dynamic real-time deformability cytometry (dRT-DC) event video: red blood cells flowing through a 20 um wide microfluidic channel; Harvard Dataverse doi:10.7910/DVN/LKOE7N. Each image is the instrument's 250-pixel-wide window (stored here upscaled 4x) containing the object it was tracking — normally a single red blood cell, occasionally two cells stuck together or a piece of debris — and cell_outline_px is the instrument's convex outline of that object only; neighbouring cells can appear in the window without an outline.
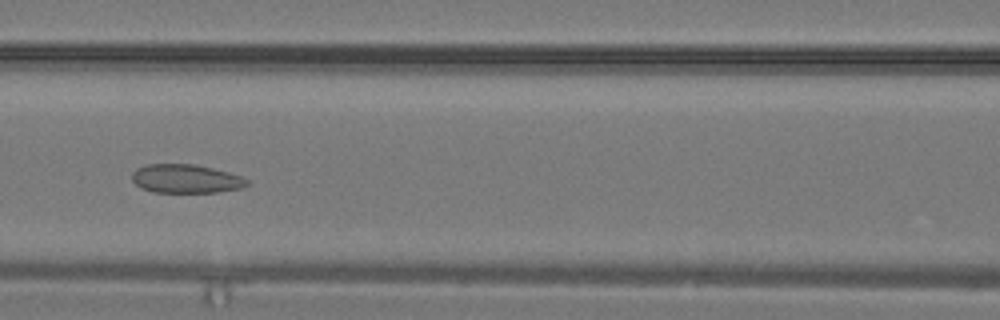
{"species": "common noctule bat (a hibernating species)", "species_latin": "Nyctalus noctula", "temperature_condition": "warm", "stored_images_in_passage": 23, "camera_frame_rate_fps": 3000, "um_per_image_px": 0.085, "animal": {"sex": "male", "body_mass_g": 19.2, "forearm_length_mm": 51.8}, "frame": {"image": 1, "passage_image": 6, "time_ms": 1.667, "image_size_px": [1000, 320], "cell_outline_px": [[248, 184], [240, 188], [216, 192], [152, 192], [140, 188], [132, 180], [132, 172], [136, 168], [148, 164], [196, 164], [228, 172], [240, 176], [248, 180]], "centroid_in_image_um": [15.75, 15.19], "position_along_channel_um": 150.8, "area_um2": 19.19}}
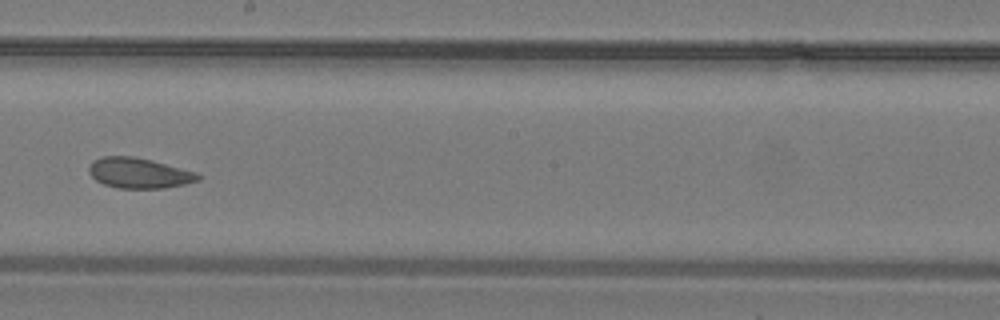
{"frame": {"image": 2, "passage_image": 10, "time_ms": 3.0, "image_size_px": [1000, 320], "cell_outline_px": [[200, 180], [184, 184], [164, 188], [116, 188], [104, 184], [96, 180], [88, 172], [88, 164], [92, 160], [100, 156], [132, 156], [152, 160], [196, 172], [200, 176]], "centroid_in_image_um": [11.77, 14.7], "position_along_channel_um": 236.4, "area_um2": 19.42}}
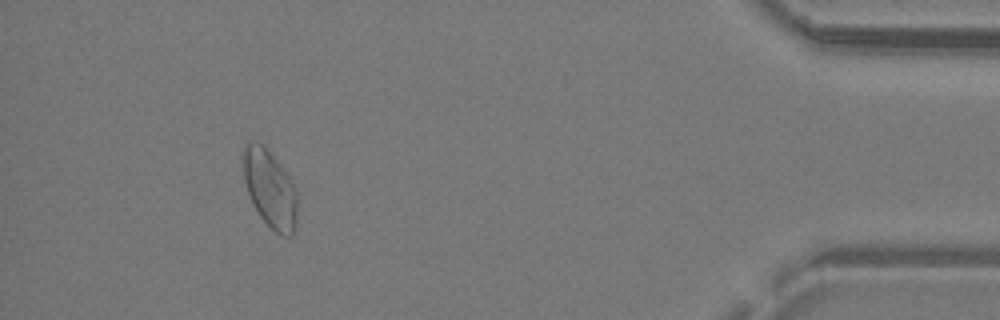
{"frame": {"image": 3, "passage_image": 21, "time_ms": 6.667, "image_size_px": [1000, 320], "cell_outline_px": [[296, 228], [292, 236], [280, 236], [260, 216], [252, 204], [244, 180], [244, 144], [256, 140], [264, 144], [288, 176], [296, 188]], "centroid_in_image_um": [22.95, 16.05], "position_along_channel_um": 412.3, "area_um2": 24.28}}